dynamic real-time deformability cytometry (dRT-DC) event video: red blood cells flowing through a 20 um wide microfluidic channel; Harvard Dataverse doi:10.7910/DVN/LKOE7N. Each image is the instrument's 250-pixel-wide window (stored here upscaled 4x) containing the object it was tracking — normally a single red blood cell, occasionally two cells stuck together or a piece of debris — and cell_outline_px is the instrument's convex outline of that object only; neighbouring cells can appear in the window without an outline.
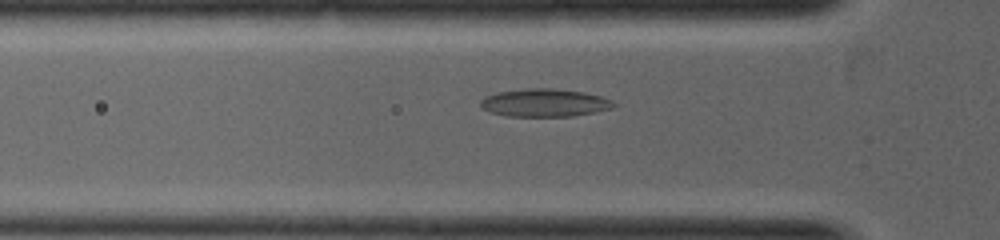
{"species": "common noctule bat (a hibernating species)", "species_latin": "Nyctalus noctula", "temperature_condition": "warm", "stored_images_in_passage": 20, "camera_frame_rate_fps": 5000, "um_per_image_px": 0.085, "animal": {"sex": "female", "body_mass_g": 19.0, "forearm_length_mm": 53.3}, "frame": {"image": 1, "passage_image": 5, "time_ms": 1.8, "image_size_px": [1000, 240], "cell_outline_px": [[616, 104], [612, 108], [596, 112], [572, 116], [504, 116], [488, 112], [480, 108], [480, 100], [484, 96], [496, 92], [524, 88], [552, 88], [584, 92], [600, 96], [612, 100]], "centroid_in_image_um": [46.23, 8.73], "position_along_channel_um": 79.6, "area_um2": 21.96}}
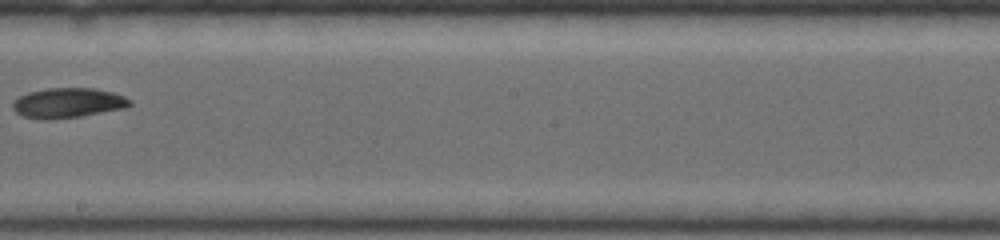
{"frame": {"image": 2, "passage_image": 11, "time_ms": 3.8, "image_size_px": [1000, 240], "cell_outline_px": [[132, 104], [128, 108], [80, 116], [52, 120], [44, 120], [24, 116], [16, 112], [12, 108], [12, 104], [20, 96], [28, 92], [44, 88], [96, 88], [112, 92], [124, 96], [132, 100]], "centroid_in_image_um": [5.81, 8.75], "position_along_channel_um": 242.4, "area_um2": 20.63}}
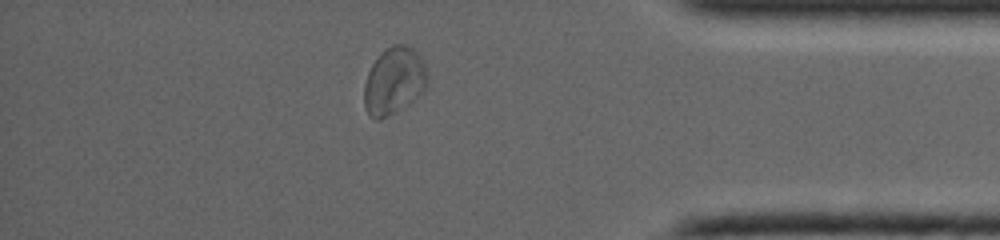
{"frame": {"image": 3, "passage_image": 18, "time_ms": 6.0, "image_size_px": [1000, 240], "cell_outline_px": [[428, 84], [408, 104], [380, 120], [376, 120], [368, 116], [364, 108], [364, 84], [368, 72], [372, 64], [380, 52], [392, 44], [400, 44], [412, 48], [420, 56], [428, 72]], "centroid_in_image_um": [33.46, 6.88], "position_along_channel_um": 401.7, "area_um2": 24.8}}